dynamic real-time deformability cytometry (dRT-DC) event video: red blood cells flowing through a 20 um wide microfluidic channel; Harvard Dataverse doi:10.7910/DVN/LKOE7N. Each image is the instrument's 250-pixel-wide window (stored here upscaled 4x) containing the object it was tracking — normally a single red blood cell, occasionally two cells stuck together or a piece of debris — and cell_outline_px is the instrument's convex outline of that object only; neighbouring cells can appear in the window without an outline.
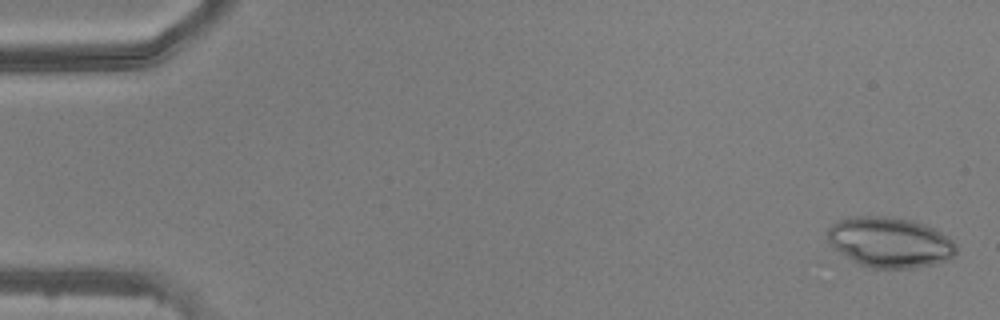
{"species": "common noctule bat (a hibernating species)", "species_latin": "Nyctalus noctula", "temperature_condition": "warm", "stored_images_in_passage": 50, "camera_frame_rate_fps": 3000, "um_per_image_px": 0.085, "animal": {"sex": "male", "body_mass_g": 20.5, "forearm_length_mm": 52.5}, "frame": {"image": 1, "passage_image": 2, "time_ms": 0.333, "image_size_px": [1000, 320], "cell_outline_px": [[956, 252], [948, 260], [932, 264], [912, 268], [872, 268], [860, 264], [832, 248], [828, 240], [828, 228], [832, 224], [848, 216], [888, 216], [912, 220], [928, 224], [936, 228], [948, 236], [956, 244]], "centroid_in_image_um": [75.65, 20.57], "position_along_channel_um": 9.4, "area_um2": 37.97}}
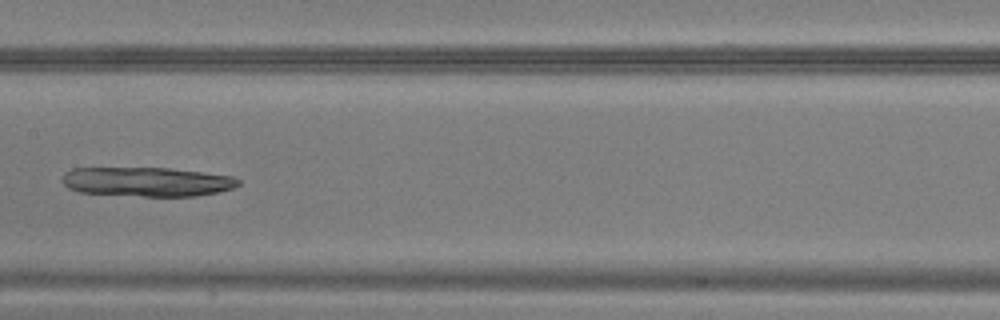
{"frame": {"image": 2, "passage_image": 26, "time_ms": 8.333, "image_size_px": [1000, 320], "cell_outline_px": [[240, 184], [232, 188], [216, 192], [196, 196], [144, 196], [80, 192], [68, 188], [60, 180], [64, 172], [72, 168], [168, 168], [232, 176], [240, 180]], "centroid_in_image_um": [12.45, 15.44], "position_along_channel_um": 195.0, "area_um2": 29.94}}
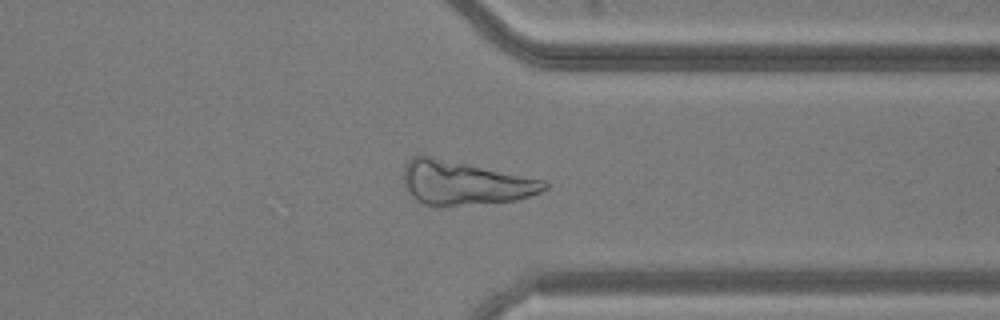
{"frame": {"image": 3, "passage_image": 39, "time_ms": 12.667, "image_size_px": [1000, 320], "cell_outline_px": [[548, 188], [540, 192], [516, 200], [456, 204], [424, 204], [416, 200], [408, 192], [404, 184], [404, 164], [412, 156], [428, 156], [544, 180], [548, 184]], "centroid_in_image_um": [39.46, 15.53], "position_along_channel_um": 371.9, "area_um2": 34.8}}